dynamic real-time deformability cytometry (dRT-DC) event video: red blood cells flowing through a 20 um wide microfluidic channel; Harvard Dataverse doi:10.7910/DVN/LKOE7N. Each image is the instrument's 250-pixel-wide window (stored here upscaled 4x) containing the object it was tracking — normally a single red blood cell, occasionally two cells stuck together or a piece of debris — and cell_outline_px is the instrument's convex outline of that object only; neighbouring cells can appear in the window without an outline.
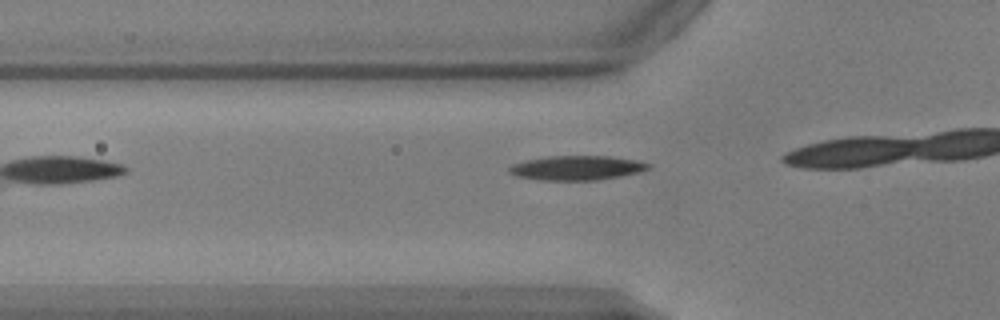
{"species": "common noctule bat (a hibernating species)", "species_latin": "Nyctalus noctula", "temperature_condition": "warm", "stored_images_in_passage": 6, "camera_frame_rate_fps": 3000, "um_per_image_px": 0.085, "animal": {"sex": "male", "body_mass_g": 17.9, "forearm_length_mm": 54.2}, "frame": {"image": 1, "passage_image": 2, "time_ms": 0.333, "image_size_px": [1000, 320], "cell_outline_px": [[652, 164], [648, 168], [640, 172], [620, 176], [596, 180], [540, 180], [516, 176], [508, 172], [508, 168], [512, 164], [544, 156], [608, 156], [636, 160]], "centroid_in_image_um": [49.01, 14.27], "position_along_channel_um": 76.8, "area_um2": 19.77}}